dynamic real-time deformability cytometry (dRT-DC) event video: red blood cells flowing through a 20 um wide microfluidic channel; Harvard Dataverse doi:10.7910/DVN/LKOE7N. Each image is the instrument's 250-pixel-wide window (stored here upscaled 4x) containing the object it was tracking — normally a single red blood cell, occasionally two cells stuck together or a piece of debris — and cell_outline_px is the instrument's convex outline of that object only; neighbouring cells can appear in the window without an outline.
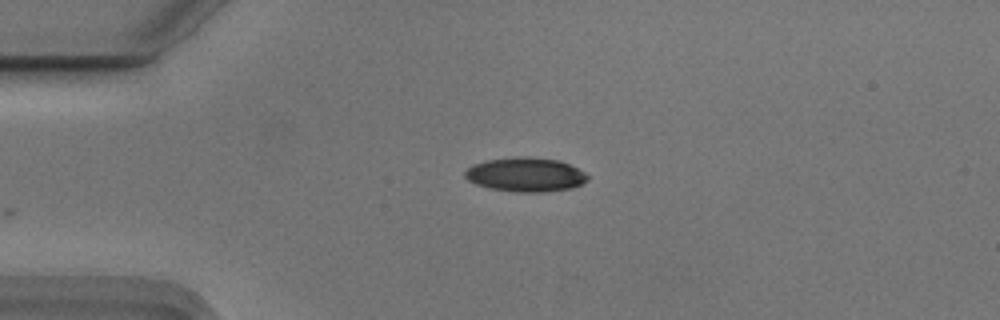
{"species": "Egyptian fruit bat (a non-hibernating species)", "species_latin": "Rousettus aegyptiacus", "temperature_condition": "cold", "stored_images_in_passage": 30, "camera_frame_rate_fps": 3000, "um_per_image_px": 0.085, "animal": {"sex": "male"}, "frame": {"image": 1, "passage_image": 1, "time_ms": 0.0, "image_size_px": [1000, 320], "cell_outline_px": [[588, 180], [572, 188], [544, 192], [516, 192], [488, 188], [476, 184], [468, 180], [464, 176], [464, 172], [472, 164], [488, 160], [516, 156], [528, 156], [560, 160], [584, 172], [588, 176]], "centroid_in_image_um": [44.65, 14.84], "position_along_channel_um": 40.3, "area_um2": 24.51}}
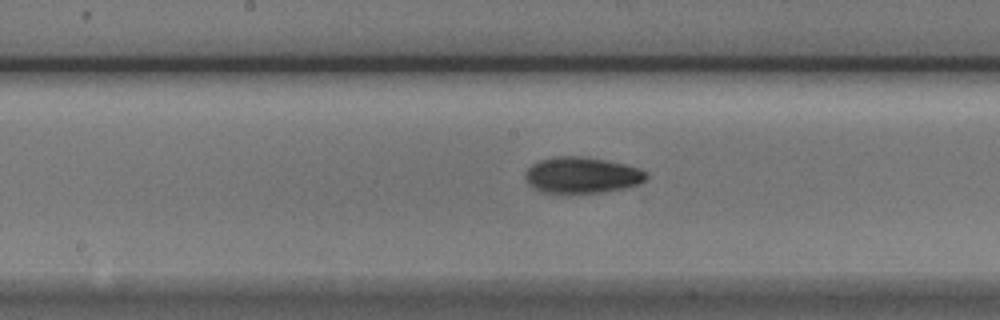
{"frame": {"image": 2, "passage_image": 16, "time_ms": 5.0, "image_size_px": [1000, 320], "cell_outline_px": [[648, 176], [640, 184], [624, 188], [600, 192], [564, 196], [540, 192], [532, 188], [524, 180], [524, 172], [532, 164], [540, 160], [560, 156], [580, 156], [604, 160], [624, 164], [640, 168], [648, 172]], "centroid_in_image_um": [49.4, 14.94], "position_along_channel_um": 198.8, "area_um2": 26.3}}
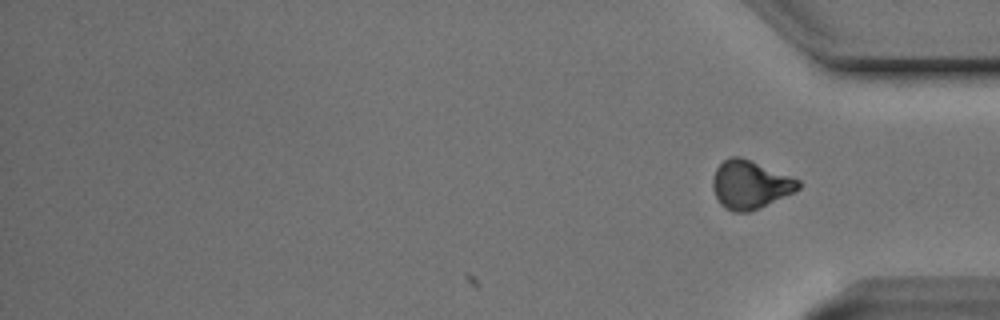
{"frame": {"image": 3, "passage_image": 30, "time_ms": 9.667, "image_size_px": [1000, 320], "cell_outline_px": [[800, 188], [760, 208], [748, 212], [732, 212], [724, 208], [720, 204], [712, 188], [712, 180], [716, 168], [724, 160], [732, 156], [740, 156], [800, 180]], "centroid_in_image_um": [63.72, 15.7], "position_along_channel_um": 371.5, "area_um2": 23.87}, "authors_computed_cell_mechanics": {"area_um2": 25.3453, "velocity_mm_per_s": 3.7442, "shape_relaxation_time_tau1_ms": 4.5193, "shape_relaxation_time_tau2_ms": 6.3193, "deformation_change_tau1": 0.139, "deformation_change_tau2": 0.1122}}